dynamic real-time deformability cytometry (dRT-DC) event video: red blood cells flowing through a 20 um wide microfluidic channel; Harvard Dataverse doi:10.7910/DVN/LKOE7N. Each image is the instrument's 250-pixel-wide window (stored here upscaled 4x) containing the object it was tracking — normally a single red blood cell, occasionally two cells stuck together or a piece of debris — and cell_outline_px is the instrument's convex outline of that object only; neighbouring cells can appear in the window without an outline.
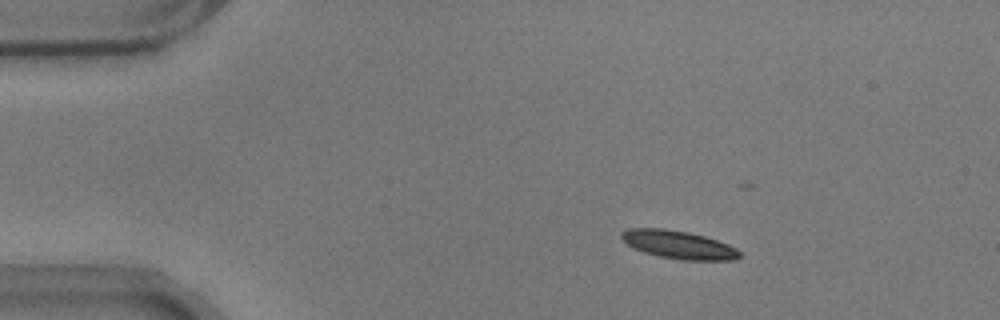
{"species": "common noctule bat (a hibernating species)", "species_latin": "Nyctalus noctula", "temperature_condition": "warm", "stored_images_in_passage": 39, "camera_frame_rate_fps": 3000, "um_per_image_px": 0.085, "animal": {"sex": "male", "body_mass_g": 17.9}, "frame": {"image": 1, "passage_image": 1, "time_ms": 0.0, "image_size_px": [1000, 320], "cell_outline_px": [[740, 256], [732, 260], [680, 260], [660, 256], [644, 252], [628, 244], [620, 236], [620, 232], [628, 228], [664, 228], [688, 232], [704, 236], [728, 244], [736, 248], [740, 252]], "centroid_in_image_um": [57.67, 20.79], "position_along_channel_um": 27.3, "area_um2": 19.19}}
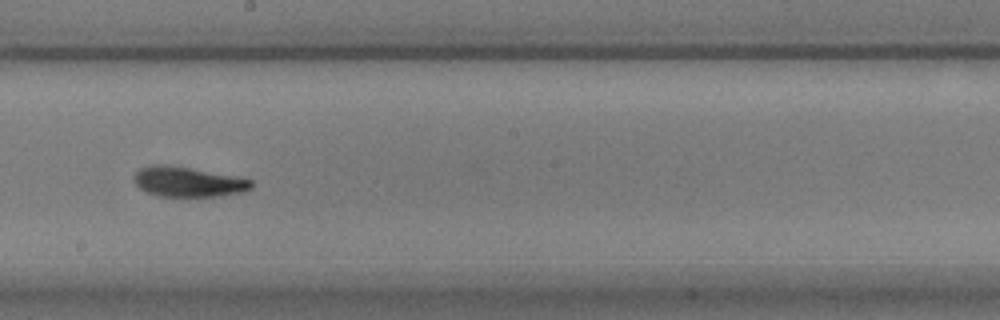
{"frame": {"image": 2, "passage_image": 24, "time_ms": 7.667, "image_size_px": [1000, 320], "cell_outline_px": [[252, 188], [244, 192], [220, 196], [156, 196], [140, 188], [132, 180], [132, 176], [140, 168], [152, 164], [164, 164], [192, 168], [240, 176], [252, 180]], "centroid_in_image_um": [16.0, 15.44], "position_along_channel_um": 232.2, "area_um2": 20.87}}
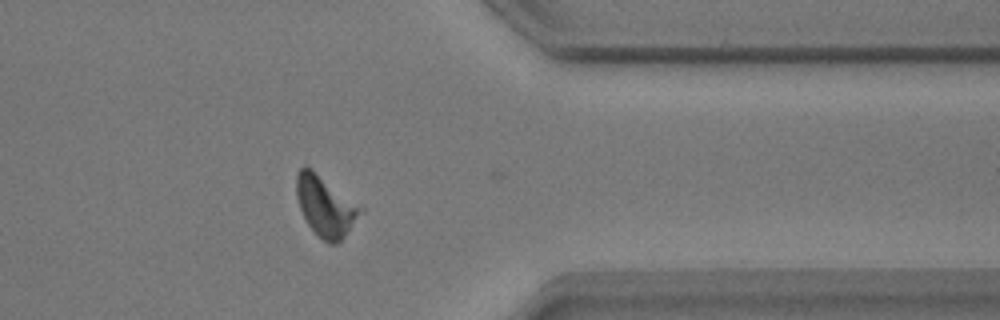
{"frame": {"image": 3, "passage_image": 38, "time_ms": 12.333, "image_size_px": [1000, 320], "cell_outline_px": [[364, 208], [344, 236], [336, 244], [328, 244], [308, 224], [300, 208], [296, 196], [296, 176], [300, 168], [304, 164], [312, 168], [360, 204]], "centroid_in_image_um": [27.65, 17.46], "position_along_channel_um": 383.7, "area_um2": 22.37}, "authors_computed_cell_mechanics": {"area_um2": 20.3456, "velocity_mm_per_s": 3.4954, "shape_relaxation_time_tau1_ms": 4.8506, "shape_relaxation_time_tau2_ms": 5.9322, "deformation_change_tau1": 0.1542, "deformation_change_tau2": 0.1712}}